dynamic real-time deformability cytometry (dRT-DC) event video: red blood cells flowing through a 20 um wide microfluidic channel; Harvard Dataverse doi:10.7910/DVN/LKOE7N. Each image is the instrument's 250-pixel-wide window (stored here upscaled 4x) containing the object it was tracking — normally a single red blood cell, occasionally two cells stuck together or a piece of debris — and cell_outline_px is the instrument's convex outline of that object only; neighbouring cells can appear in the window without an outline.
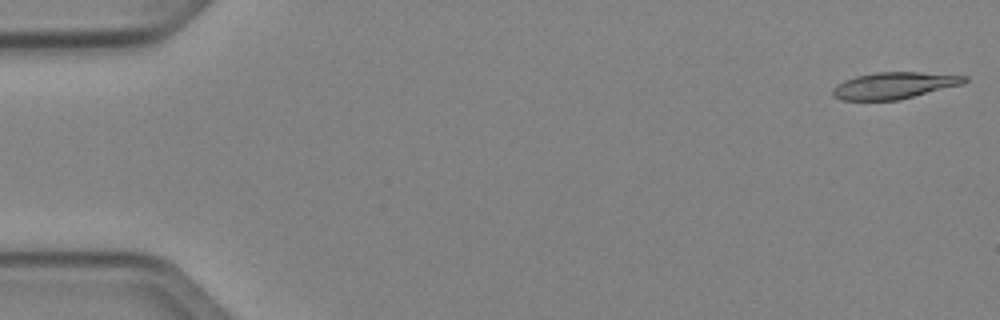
{"species": "Egyptian fruit bat (a non-hibernating species)", "species_latin": "Rousettus aegyptiacus", "temperature_condition": "cold", "stored_images_in_passage": 50, "camera_frame_rate_fps": 3000, "um_per_image_px": 0.085, "animal": {"sex": "female"}, "frame": {"image": 1, "passage_image": 1, "time_ms": 0.0, "image_size_px": [1000, 320], "cell_outline_px": [[968, 80], [964, 84], [900, 100], [840, 100], [832, 96], [832, 88], [836, 84], [844, 80], [856, 76], [876, 72], [920, 72], [968, 76]], "centroid_in_image_um": [76.0, 7.27], "position_along_channel_um": 9.0, "area_um2": 20.69}}
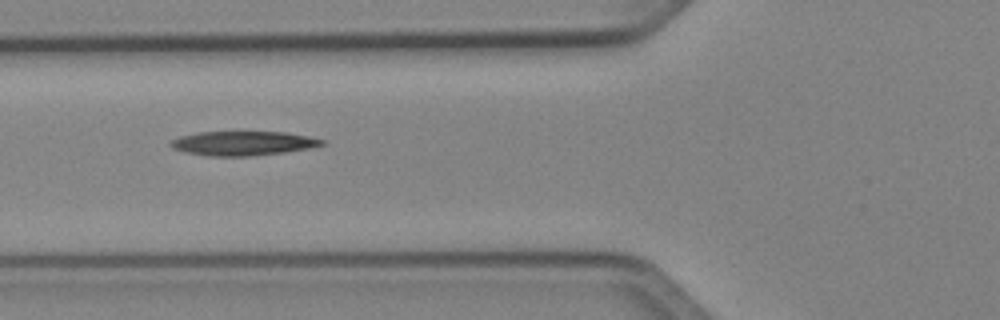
{"frame": {"image": 2, "passage_image": 19, "time_ms": 6.0, "image_size_px": [1000, 320], "cell_outline_px": [[324, 144], [308, 148], [284, 152], [248, 156], [208, 156], [184, 152], [172, 148], [168, 144], [172, 140], [180, 136], [196, 132], [284, 132], [308, 136], [324, 140]], "centroid_in_image_um": [20.59, 12.18], "position_along_channel_um": 105.2, "area_um2": 21.27}}
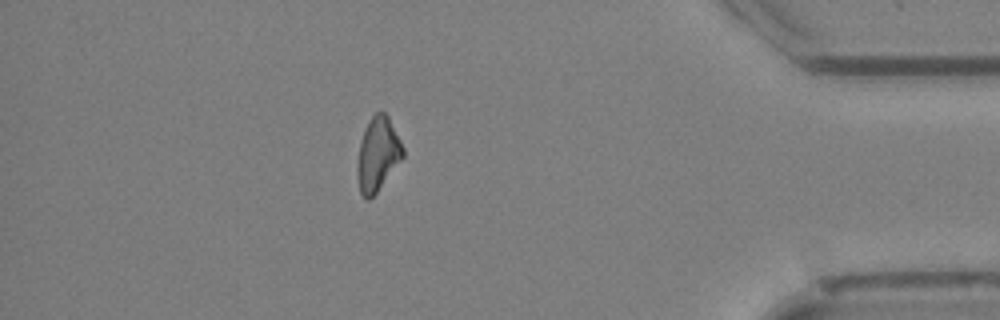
{"frame": {"image": 3, "passage_image": 44, "time_ms": 14.333, "image_size_px": [1000, 320], "cell_outline_px": [[404, 156], [376, 192], [368, 200], [360, 192], [356, 172], [356, 168], [360, 140], [368, 120], [376, 112], [384, 112], [388, 116], [404, 148]], "centroid_in_image_um": [32.09, 13.08], "position_along_channel_um": 403.1, "area_um2": 19.42}}